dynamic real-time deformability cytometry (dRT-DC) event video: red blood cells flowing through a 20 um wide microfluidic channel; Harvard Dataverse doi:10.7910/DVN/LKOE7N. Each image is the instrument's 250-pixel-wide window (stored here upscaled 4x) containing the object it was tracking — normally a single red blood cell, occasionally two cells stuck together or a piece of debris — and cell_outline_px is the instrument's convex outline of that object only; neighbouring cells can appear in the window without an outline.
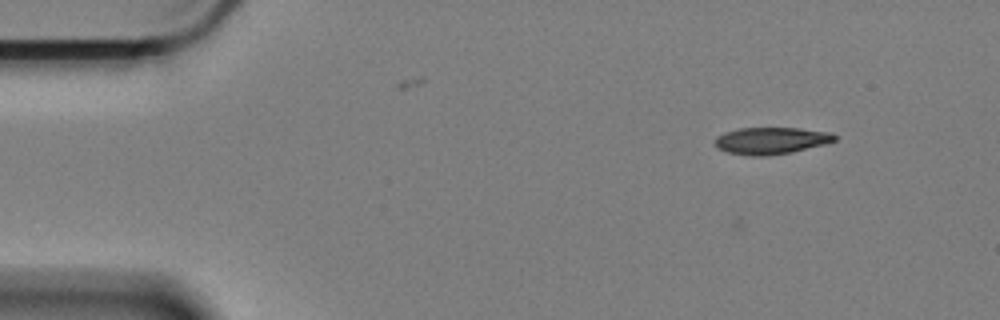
{"species": "Egyptian fruit bat (a non-hibernating species)", "species_latin": "Rousettus aegyptiacus", "temperature_condition": "cold", "stored_images_in_passage": 53, "camera_frame_rate_fps": 3000, "um_per_image_px": 0.085, "animal": {"sex": "female"}, "frame": {"image": 1, "passage_image": 1, "time_ms": 0.0, "image_size_px": [1000, 320], "cell_outline_px": [[836, 140], [824, 144], [792, 152], [764, 156], [748, 156], [728, 152], [716, 148], [716, 136], [724, 132], [740, 128], [796, 128], [832, 132], [836, 136]], "centroid_in_image_um": [65.53, 11.95], "position_along_channel_um": 19.5, "area_um2": 18.73}}
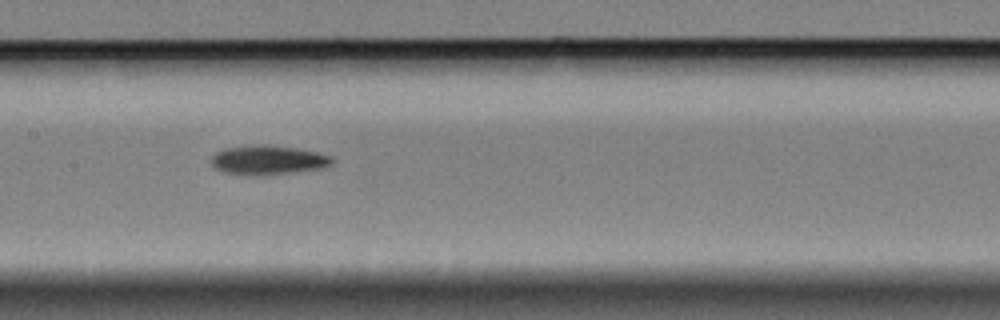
{"frame": {"image": 2, "passage_image": 23, "time_ms": 7.333, "image_size_px": [1000, 320], "cell_outline_px": [[336, 160], [332, 164], [320, 168], [288, 172], [224, 172], [216, 168], [212, 164], [212, 156], [216, 152], [228, 148], [252, 144], [268, 144], [296, 148], [316, 152], [332, 156]], "centroid_in_image_um": [22.84, 13.53], "position_along_channel_um": 184.6, "area_um2": 19.54}}
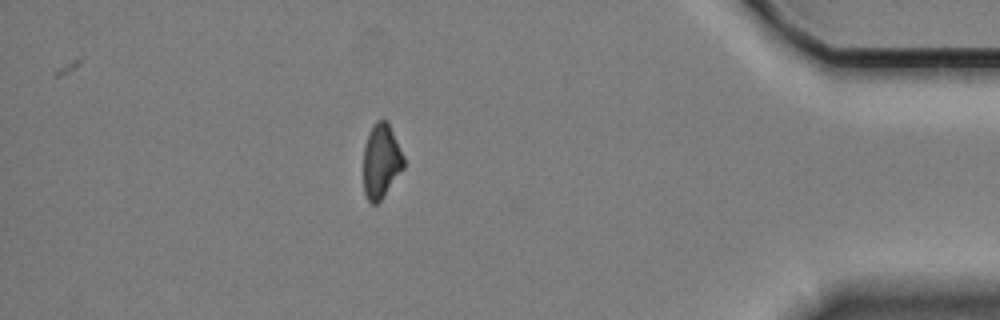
{"frame": {"image": 3, "passage_image": 46, "time_ms": 15.0, "image_size_px": [1000, 320], "cell_outline_px": [[404, 168], [380, 200], [376, 204], [372, 204], [368, 200], [364, 192], [364, 144], [368, 132], [372, 124], [376, 120], [388, 120], [404, 156]], "centroid_in_image_um": [32.4, 13.64], "position_along_channel_um": 402.8, "area_um2": 17.57}, "authors_computed_cell_mechanics": {"area_um2": 19.4208, "velocity_mm_per_s": 3.3802, "shape_relaxation_time_tau1_ms": 6.4463, "shape_relaxation_time_tau2_ms": null, "deformation_change_tau1": 0.1551, "deformation_change_tau2": null}}